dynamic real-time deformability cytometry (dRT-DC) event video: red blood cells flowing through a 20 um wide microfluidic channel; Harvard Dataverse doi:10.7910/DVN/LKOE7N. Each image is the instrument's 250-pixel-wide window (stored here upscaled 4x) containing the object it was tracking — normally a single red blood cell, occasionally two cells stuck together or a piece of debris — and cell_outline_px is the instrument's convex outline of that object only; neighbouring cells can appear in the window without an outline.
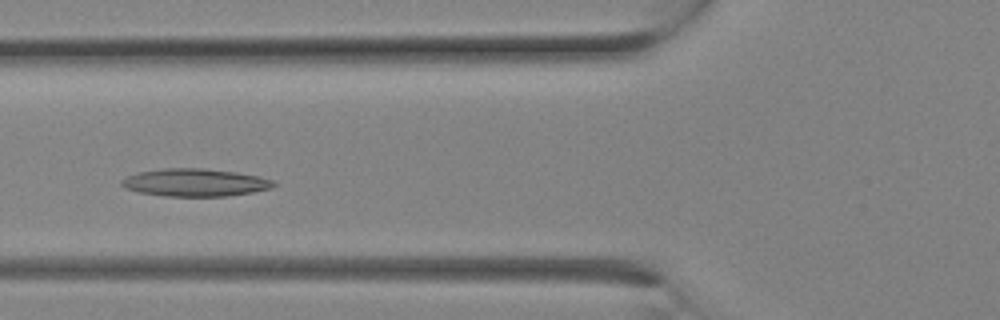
{"species": "Egyptian fruit bat (a non-hibernating species)", "species_latin": "Rousettus aegyptiacus", "temperature_condition": "room temperature", "stored_images_in_passage": 9, "camera_frame_rate_fps": 3000, "um_per_image_px": 0.085, "animal": {"sex": "female"}, "frame": {"image": 1, "passage_image": 8, "time_ms": 2.333, "image_size_px": [1000, 320], "cell_outline_px": [[276, 184], [272, 188], [252, 192], [224, 196], [164, 196], [140, 192], [124, 188], [120, 184], [120, 180], [136, 172], [164, 168], [204, 168], [236, 172], [260, 176], [272, 180]], "centroid_in_image_um": [16.55, 15.51], "position_along_channel_um": 109.2, "area_um2": 24.57}}